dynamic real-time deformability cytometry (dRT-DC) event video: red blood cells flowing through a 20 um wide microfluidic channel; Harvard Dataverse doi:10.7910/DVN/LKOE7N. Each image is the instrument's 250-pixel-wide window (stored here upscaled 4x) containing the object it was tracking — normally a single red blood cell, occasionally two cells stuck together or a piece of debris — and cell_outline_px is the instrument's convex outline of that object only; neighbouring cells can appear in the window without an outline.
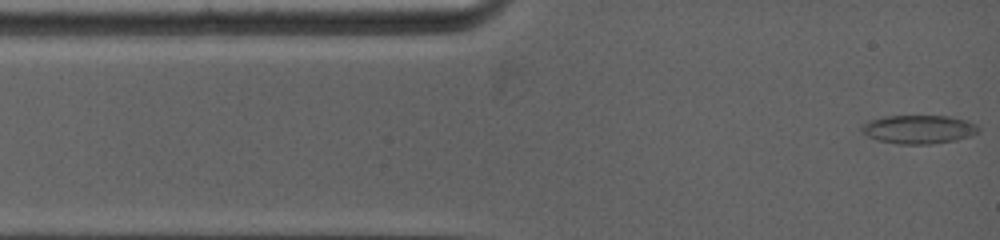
{"species": "common noctule bat (a hibernating species)", "species_latin": "Nyctalus noctula", "temperature_condition": "warm", "stored_images_in_passage": 52, "camera_frame_rate_fps": 5000, "um_per_image_px": 0.085, "animal": {"sex": "female", "body_mass_g": 19.0, "forearm_length_mm": 53.3}, "frame": {"image": 1, "passage_image": 1, "time_ms": 0.0, "image_size_px": [1000, 240], "cell_outline_px": [[980, 128], [976, 132], [968, 136], [956, 140], [928, 144], [900, 144], [880, 140], [868, 136], [860, 128], [868, 120], [884, 116], [948, 116], [968, 120], [976, 124]], "centroid_in_image_um": [78.1, 10.98], "position_along_channel_um": 6.9, "area_um2": 19.25}}
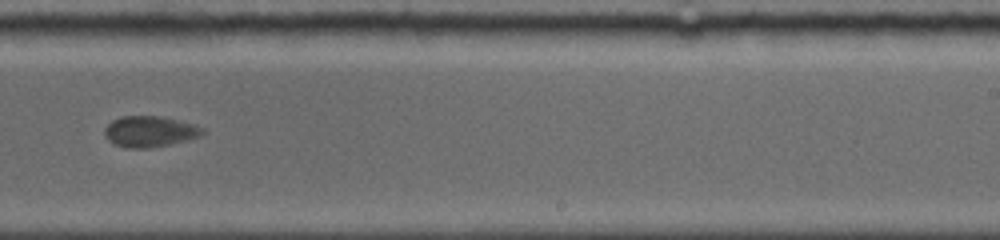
{"frame": {"image": 2, "passage_image": 25, "time_ms": 8.0, "image_size_px": [1000, 240], "cell_outline_px": [[204, 132], [196, 136], [168, 144], [116, 144], [108, 140], [104, 132], [108, 124], [112, 120], [124, 116], [156, 116], [176, 120], [200, 128]], "centroid_in_image_um": [12.66, 11.1], "position_along_channel_um": 276.3, "area_um2": 15.72}}
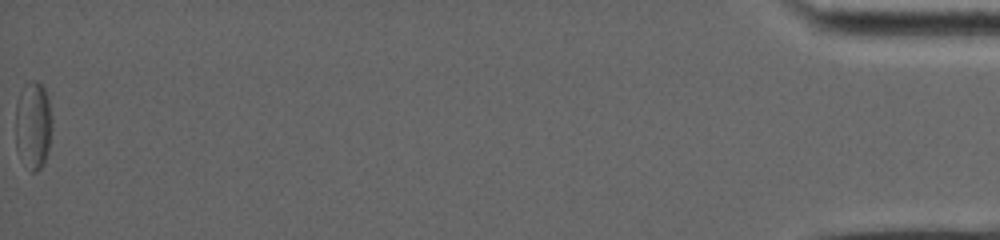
{"frame": {"image": 3, "passage_image": 52, "time_ms": 16.2, "image_size_px": [1000, 240], "cell_outline_px": [[48, 148], [44, 160], [40, 168], [32, 172], [16, 112], [16, 104], [36, 84], [40, 84], [44, 88], [48, 104]], "centroid_in_image_um": [2.93, 10.6], "position_along_channel_um": 432.3, "area_um2": 14.16}, "authors_computed_cell_mechanics": {"area_um2": 16.9065, "velocity_mm_per_s": 3.9677, "shape_relaxation_time_tau1_ms": 6.5864, "shape_relaxation_time_tau2_ms": 1.4008, "deformation_change_tau1": 0.1587, "deformation_change_tau2": 0.0452}}